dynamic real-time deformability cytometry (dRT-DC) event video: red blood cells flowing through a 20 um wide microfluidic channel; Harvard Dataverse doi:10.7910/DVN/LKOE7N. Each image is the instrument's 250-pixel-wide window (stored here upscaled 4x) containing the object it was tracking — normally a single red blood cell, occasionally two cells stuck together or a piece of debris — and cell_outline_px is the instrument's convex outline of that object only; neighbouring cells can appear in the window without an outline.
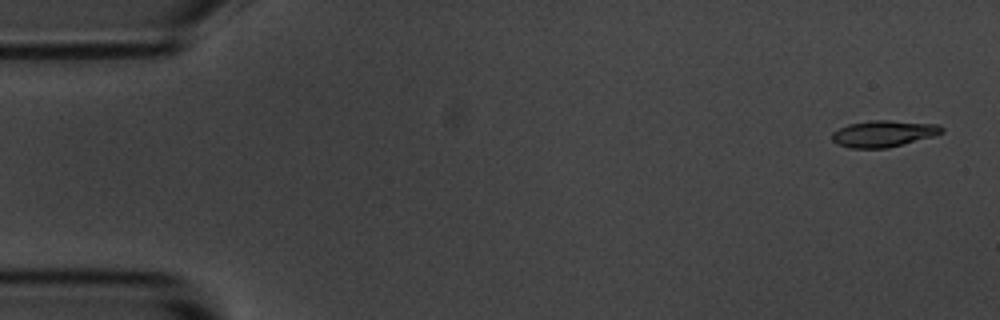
{"species": "common noctule bat (a hibernating species)", "species_latin": "Nyctalus noctula", "temperature_condition": "room temperature", "stored_images_in_passage": 6, "segment_of_instrument_passage": [2, 2], "camera_frame_rate_fps": 3000, "um_per_image_px": 0.085, "animal": {"sex": "male", "body_mass_g": 20.1, "forearm_length_mm": 53.5}, "frame": {"image": 1, "passage_image": 6, "time_ms": 5.667, "image_size_px": [1000, 320], "cell_outline_px": [[944, 132], [936, 136], [888, 148], [848, 148], [832, 140], [832, 132], [848, 124], [872, 120], [888, 120], [940, 124], [944, 128]], "centroid_in_image_um": [75.16, 11.36], "position_along_channel_um": 9.8, "area_um2": 17.11}}